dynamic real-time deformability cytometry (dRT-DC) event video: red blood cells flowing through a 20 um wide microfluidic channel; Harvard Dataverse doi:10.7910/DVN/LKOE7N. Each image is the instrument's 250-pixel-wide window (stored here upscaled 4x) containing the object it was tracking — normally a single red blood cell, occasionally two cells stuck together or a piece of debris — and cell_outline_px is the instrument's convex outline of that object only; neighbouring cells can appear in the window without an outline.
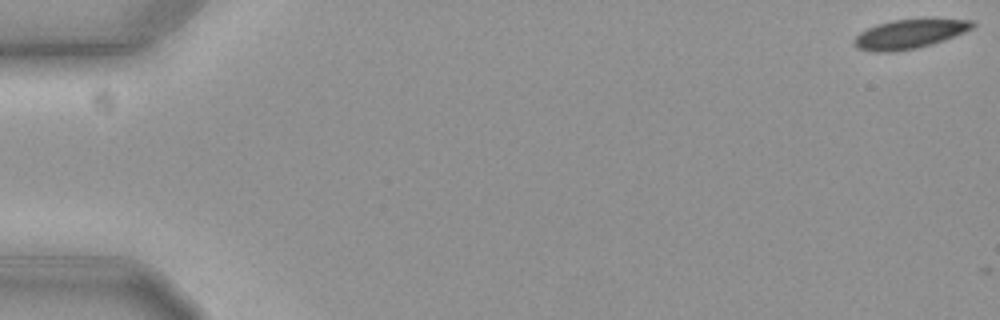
{"species": "common noctule bat (a hibernating species)", "species_latin": "Nyctalus noctula", "temperature_condition": "cold", "stored_images_in_passage": 5, "camera_frame_rate_fps": 3000, "um_per_image_px": 0.085, "animal": {"sex": "female", "body_mass_g": 19.3, "forearm_length_mm": 54.1}, "frame": {"image": 1, "passage_image": 1, "time_ms": 0.0, "image_size_px": [1000, 320], "cell_outline_px": [[976, 24], [972, 28], [964, 32], [932, 44], [916, 48], [892, 52], [876, 52], [860, 48], [852, 40], [860, 32], [876, 24], [892, 20], [972, 20]], "centroid_in_image_um": [77.27, 2.9], "position_along_channel_um": 7.7, "area_um2": 19.54}}